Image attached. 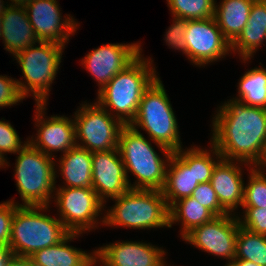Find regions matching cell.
<instances>
[{
  "instance_id": "7",
  "label": "cell",
  "mask_w": 266,
  "mask_h": 266,
  "mask_svg": "<svg viewBox=\"0 0 266 266\" xmlns=\"http://www.w3.org/2000/svg\"><path fill=\"white\" fill-rule=\"evenodd\" d=\"M17 154L14 176L22 200L19 206H50L58 176L55 158L29 142Z\"/></svg>"
},
{
  "instance_id": "31",
  "label": "cell",
  "mask_w": 266,
  "mask_h": 266,
  "mask_svg": "<svg viewBox=\"0 0 266 266\" xmlns=\"http://www.w3.org/2000/svg\"><path fill=\"white\" fill-rule=\"evenodd\" d=\"M26 140L27 141H24V143L21 141L15 128L9 121H5L4 118L0 120V155L6 160V167H9V163L5 154L13 153L17 155V153L28 143V139Z\"/></svg>"
},
{
  "instance_id": "37",
  "label": "cell",
  "mask_w": 266,
  "mask_h": 266,
  "mask_svg": "<svg viewBox=\"0 0 266 266\" xmlns=\"http://www.w3.org/2000/svg\"><path fill=\"white\" fill-rule=\"evenodd\" d=\"M6 266H34V263L30 257L12 255Z\"/></svg>"
},
{
  "instance_id": "17",
  "label": "cell",
  "mask_w": 266,
  "mask_h": 266,
  "mask_svg": "<svg viewBox=\"0 0 266 266\" xmlns=\"http://www.w3.org/2000/svg\"><path fill=\"white\" fill-rule=\"evenodd\" d=\"M109 266H167L163 248L140 241L109 243L96 249ZM169 266V265H168Z\"/></svg>"
},
{
  "instance_id": "11",
  "label": "cell",
  "mask_w": 266,
  "mask_h": 266,
  "mask_svg": "<svg viewBox=\"0 0 266 266\" xmlns=\"http://www.w3.org/2000/svg\"><path fill=\"white\" fill-rule=\"evenodd\" d=\"M239 224L238 214L215 216L211 221L191 230L182 239L204 252L232 261L236 254Z\"/></svg>"
},
{
  "instance_id": "38",
  "label": "cell",
  "mask_w": 266,
  "mask_h": 266,
  "mask_svg": "<svg viewBox=\"0 0 266 266\" xmlns=\"http://www.w3.org/2000/svg\"><path fill=\"white\" fill-rule=\"evenodd\" d=\"M12 255V252L6 245L0 244V266H6L7 261Z\"/></svg>"
},
{
  "instance_id": "27",
  "label": "cell",
  "mask_w": 266,
  "mask_h": 266,
  "mask_svg": "<svg viewBox=\"0 0 266 266\" xmlns=\"http://www.w3.org/2000/svg\"><path fill=\"white\" fill-rule=\"evenodd\" d=\"M254 67L245 71L238 82V94L232 100L244 105L266 108V68Z\"/></svg>"
},
{
  "instance_id": "3",
  "label": "cell",
  "mask_w": 266,
  "mask_h": 266,
  "mask_svg": "<svg viewBox=\"0 0 266 266\" xmlns=\"http://www.w3.org/2000/svg\"><path fill=\"white\" fill-rule=\"evenodd\" d=\"M130 126L146 131L163 155H172L182 148L177 118L160 77L142 95Z\"/></svg>"
},
{
  "instance_id": "30",
  "label": "cell",
  "mask_w": 266,
  "mask_h": 266,
  "mask_svg": "<svg viewBox=\"0 0 266 266\" xmlns=\"http://www.w3.org/2000/svg\"><path fill=\"white\" fill-rule=\"evenodd\" d=\"M248 184H244V198L241 207L266 206V171L259 167L248 168Z\"/></svg>"
},
{
  "instance_id": "1",
  "label": "cell",
  "mask_w": 266,
  "mask_h": 266,
  "mask_svg": "<svg viewBox=\"0 0 266 266\" xmlns=\"http://www.w3.org/2000/svg\"><path fill=\"white\" fill-rule=\"evenodd\" d=\"M212 118L210 142L223 159L258 167L266 150V108L225 101Z\"/></svg>"
},
{
  "instance_id": "19",
  "label": "cell",
  "mask_w": 266,
  "mask_h": 266,
  "mask_svg": "<svg viewBox=\"0 0 266 266\" xmlns=\"http://www.w3.org/2000/svg\"><path fill=\"white\" fill-rule=\"evenodd\" d=\"M1 16L0 40H3L4 50L15 56L39 42L29 22L25 6L10 5Z\"/></svg>"
},
{
  "instance_id": "22",
  "label": "cell",
  "mask_w": 266,
  "mask_h": 266,
  "mask_svg": "<svg viewBox=\"0 0 266 266\" xmlns=\"http://www.w3.org/2000/svg\"><path fill=\"white\" fill-rule=\"evenodd\" d=\"M63 187L92 188V152L75 146L59 158ZM66 183V184H65Z\"/></svg>"
},
{
  "instance_id": "13",
  "label": "cell",
  "mask_w": 266,
  "mask_h": 266,
  "mask_svg": "<svg viewBox=\"0 0 266 266\" xmlns=\"http://www.w3.org/2000/svg\"><path fill=\"white\" fill-rule=\"evenodd\" d=\"M59 5L56 0H33L25 9L39 41L55 42L65 46L70 36L75 35L79 23L68 14L63 18Z\"/></svg>"
},
{
  "instance_id": "33",
  "label": "cell",
  "mask_w": 266,
  "mask_h": 266,
  "mask_svg": "<svg viewBox=\"0 0 266 266\" xmlns=\"http://www.w3.org/2000/svg\"><path fill=\"white\" fill-rule=\"evenodd\" d=\"M242 208L244 209L243 215L242 217L238 216L240 226L251 232L266 236V206L263 208Z\"/></svg>"
},
{
  "instance_id": "10",
  "label": "cell",
  "mask_w": 266,
  "mask_h": 266,
  "mask_svg": "<svg viewBox=\"0 0 266 266\" xmlns=\"http://www.w3.org/2000/svg\"><path fill=\"white\" fill-rule=\"evenodd\" d=\"M58 187L53 200L58 218L69 233L83 234L95 230L98 224L104 226V216L100 215L106 206L92 188Z\"/></svg>"
},
{
  "instance_id": "15",
  "label": "cell",
  "mask_w": 266,
  "mask_h": 266,
  "mask_svg": "<svg viewBox=\"0 0 266 266\" xmlns=\"http://www.w3.org/2000/svg\"><path fill=\"white\" fill-rule=\"evenodd\" d=\"M47 104H35V126L37 133L28 142L44 154L55 158L53 152L65 154L76 146L74 120L61 115L45 116Z\"/></svg>"
},
{
  "instance_id": "2",
  "label": "cell",
  "mask_w": 266,
  "mask_h": 266,
  "mask_svg": "<svg viewBox=\"0 0 266 266\" xmlns=\"http://www.w3.org/2000/svg\"><path fill=\"white\" fill-rule=\"evenodd\" d=\"M141 54L97 92V103L124 125L135 119L144 92L159 77L153 60ZM112 112V113H111Z\"/></svg>"
},
{
  "instance_id": "36",
  "label": "cell",
  "mask_w": 266,
  "mask_h": 266,
  "mask_svg": "<svg viewBox=\"0 0 266 266\" xmlns=\"http://www.w3.org/2000/svg\"><path fill=\"white\" fill-rule=\"evenodd\" d=\"M12 198L8 201L0 203V244L6 245L9 248L11 223L14 216L15 209L19 203L14 202Z\"/></svg>"
},
{
  "instance_id": "29",
  "label": "cell",
  "mask_w": 266,
  "mask_h": 266,
  "mask_svg": "<svg viewBox=\"0 0 266 266\" xmlns=\"http://www.w3.org/2000/svg\"><path fill=\"white\" fill-rule=\"evenodd\" d=\"M172 17L185 20L210 19L215 14L216 0H166Z\"/></svg>"
},
{
  "instance_id": "25",
  "label": "cell",
  "mask_w": 266,
  "mask_h": 266,
  "mask_svg": "<svg viewBox=\"0 0 266 266\" xmlns=\"http://www.w3.org/2000/svg\"><path fill=\"white\" fill-rule=\"evenodd\" d=\"M214 217L209 209L189 196L176 201L169 208V228L173 224L181 223L180 237L183 238L191 230L211 221Z\"/></svg>"
},
{
  "instance_id": "43",
  "label": "cell",
  "mask_w": 266,
  "mask_h": 266,
  "mask_svg": "<svg viewBox=\"0 0 266 266\" xmlns=\"http://www.w3.org/2000/svg\"><path fill=\"white\" fill-rule=\"evenodd\" d=\"M260 169H262V170H265L266 168V150H265V154H264V157H263V159H262V162H261V164L258 166ZM266 171V170H265Z\"/></svg>"
},
{
  "instance_id": "40",
  "label": "cell",
  "mask_w": 266,
  "mask_h": 266,
  "mask_svg": "<svg viewBox=\"0 0 266 266\" xmlns=\"http://www.w3.org/2000/svg\"><path fill=\"white\" fill-rule=\"evenodd\" d=\"M234 261L238 264V266H259L258 264L248 260H234Z\"/></svg>"
},
{
  "instance_id": "46",
  "label": "cell",
  "mask_w": 266,
  "mask_h": 266,
  "mask_svg": "<svg viewBox=\"0 0 266 266\" xmlns=\"http://www.w3.org/2000/svg\"><path fill=\"white\" fill-rule=\"evenodd\" d=\"M1 27H2V16L0 15V36H1Z\"/></svg>"
},
{
  "instance_id": "34",
  "label": "cell",
  "mask_w": 266,
  "mask_h": 266,
  "mask_svg": "<svg viewBox=\"0 0 266 266\" xmlns=\"http://www.w3.org/2000/svg\"><path fill=\"white\" fill-rule=\"evenodd\" d=\"M188 27V20L183 18H173V24L166 30V34L164 35L166 45L169 48H173L178 51H182L187 57V49L185 44V34Z\"/></svg>"
},
{
  "instance_id": "39",
  "label": "cell",
  "mask_w": 266,
  "mask_h": 266,
  "mask_svg": "<svg viewBox=\"0 0 266 266\" xmlns=\"http://www.w3.org/2000/svg\"><path fill=\"white\" fill-rule=\"evenodd\" d=\"M9 1H11L9 2L10 3L9 5H12V6H26L33 0H9Z\"/></svg>"
},
{
  "instance_id": "18",
  "label": "cell",
  "mask_w": 266,
  "mask_h": 266,
  "mask_svg": "<svg viewBox=\"0 0 266 266\" xmlns=\"http://www.w3.org/2000/svg\"><path fill=\"white\" fill-rule=\"evenodd\" d=\"M242 165L253 168V166L243 162L222 158L216 164L212 173L210 182L221 207L228 214H236L234 211L238 210V207H241L243 203L245 183Z\"/></svg>"
},
{
  "instance_id": "42",
  "label": "cell",
  "mask_w": 266,
  "mask_h": 266,
  "mask_svg": "<svg viewBox=\"0 0 266 266\" xmlns=\"http://www.w3.org/2000/svg\"><path fill=\"white\" fill-rule=\"evenodd\" d=\"M9 6L10 5H6L3 0H0V15L3 14Z\"/></svg>"
},
{
  "instance_id": "32",
  "label": "cell",
  "mask_w": 266,
  "mask_h": 266,
  "mask_svg": "<svg viewBox=\"0 0 266 266\" xmlns=\"http://www.w3.org/2000/svg\"><path fill=\"white\" fill-rule=\"evenodd\" d=\"M202 206L209 209L215 216L228 214L220 205L216 192L211 182L200 183L191 195Z\"/></svg>"
},
{
  "instance_id": "8",
  "label": "cell",
  "mask_w": 266,
  "mask_h": 266,
  "mask_svg": "<svg viewBox=\"0 0 266 266\" xmlns=\"http://www.w3.org/2000/svg\"><path fill=\"white\" fill-rule=\"evenodd\" d=\"M37 44L27 47L14 56L22 70V77L26 79L25 81L23 78L19 79L17 83L24 98L33 94L35 104H47L51 85L57 77L62 62L65 46L43 41Z\"/></svg>"
},
{
  "instance_id": "21",
  "label": "cell",
  "mask_w": 266,
  "mask_h": 266,
  "mask_svg": "<svg viewBox=\"0 0 266 266\" xmlns=\"http://www.w3.org/2000/svg\"><path fill=\"white\" fill-rule=\"evenodd\" d=\"M81 234L68 233L59 243L36 251L30 256L34 266H94L96 250L92 253L68 245Z\"/></svg>"
},
{
  "instance_id": "35",
  "label": "cell",
  "mask_w": 266,
  "mask_h": 266,
  "mask_svg": "<svg viewBox=\"0 0 266 266\" xmlns=\"http://www.w3.org/2000/svg\"><path fill=\"white\" fill-rule=\"evenodd\" d=\"M25 99L20 93L17 79L0 75V108L11 107Z\"/></svg>"
},
{
  "instance_id": "24",
  "label": "cell",
  "mask_w": 266,
  "mask_h": 266,
  "mask_svg": "<svg viewBox=\"0 0 266 266\" xmlns=\"http://www.w3.org/2000/svg\"><path fill=\"white\" fill-rule=\"evenodd\" d=\"M254 0H220L214 18L223 36L232 43L247 24Z\"/></svg>"
},
{
  "instance_id": "26",
  "label": "cell",
  "mask_w": 266,
  "mask_h": 266,
  "mask_svg": "<svg viewBox=\"0 0 266 266\" xmlns=\"http://www.w3.org/2000/svg\"><path fill=\"white\" fill-rule=\"evenodd\" d=\"M187 167H194L196 181L200 183L209 182L216 164L222 159L221 154L210 142V150L193 146L184 150L173 152Z\"/></svg>"
},
{
  "instance_id": "9",
  "label": "cell",
  "mask_w": 266,
  "mask_h": 266,
  "mask_svg": "<svg viewBox=\"0 0 266 266\" xmlns=\"http://www.w3.org/2000/svg\"><path fill=\"white\" fill-rule=\"evenodd\" d=\"M80 105L72 117L75 124L76 146L89 152L111 151L118 148L120 131L125 125L96 101L92 104L84 101Z\"/></svg>"
},
{
  "instance_id": "5",
  "label": "cell",
  "mask_w": 266,
  "mask_h": 266,
  "mask_svg": "<svg viewBox=\"0 0 266 266\" xmlns=\"http://www.w3.org/2000/svg\"><path fill=\"white\" fill-rule=\"evenodd\" d=\"M111 200L115 204L103 214L107 227L139 230L169 228V207L162 191L129 189Z\"/></svg>"
},
{
  "instance_id": "28",
  "label": "cell",
  "mask_w": 266,
  "mask_h": 266,
  "mask_svg": "<svg viewBox=\"0 0 266 266\" xmlns=\"http://www.w3.org/2000/svg\"><path fill=\"white\" fill-rule=\"evenodd\" d=\"M234 260H248L266 266V236L251 232L239 224Z\"/></svg>"
},
{
  "instance_id": "23",
  "label": "cell",
  "mask_w": 266,
  "mask_h": 266,
  "mask_svg": "<svg viewBox=\"0 0 266 266\" xmlns=\"http://www.w3.org/2000/svg\"><path fill=\"white\" fill-rule=\"evenodd\" d=\"M199 185L195 179L194 167H187L174 153L166 169L163 195L170 208L176 201L189 197Z\"/></svg>"
},
{
  "instance_id": "12",
  "label": "cell",
  "mask_w": 266,
  "mask_h": 266,
  "mask_svg": "<svg viewBox=\"0 0 266 266\" xmlns=\"http://www.w3.org/2000/svg\"><path fill=\"white\" fill-rule=\"evenodd\" d=\"M187 59L199 67L231 54V43L223 36L216 19L188 20L185 34Z\"/></svg>"
},
{
  "instance_id": "45",
  "label": "cell",
  "mask_w": 266,
  "mask_h": 266,
  "mask_svg": "<svg viewBox=\"0 0 266 266\" xmlns=\"http://www.w3.org/2000/svg\"><path fill=\"white\" fill-rule=\"evenodd\" d=\"M225 266H238V264L234 260H232V261H228V263L225 264Z\"/></svg>"
},
{
  "instance_id": "16",
  "label": "cell",
  "mask_w": 266,
  "mask_h": 266,
  "mask_svg": "<svg viewBox=\"0 0 266 266\" xmlns=\"http://www.w3.org/2000/svg\"><path fill=\"white\" fill-rule=\"evenodd\" d=\"M92 189L105 205L130 189L118 148L92 152Z\"/></svg>"
},
{
  "instance_id": "20",
  "label": "cell",
  "mask_w": 266,
  "mask_h": 266,
  "mask_svg": "<svg viewBox=\"0 0 266 266\" xmlns=\"http://www.w3.org/2000/svg\"><path fill=\"white\" fill-rule=\"evenodd\" d=\"M263 42H266V0H254L247 24L231 43V52H237L242 62L247 63Z\"/></svg>"
},
{
  "instance_id": "44",
  "label": "cell",
  "mask_w": 266,
  "mask_h": 266,
  "mask_svg": "<svg viewBox=\"0 0 266 266\" xmlns=\"http://www.w3.org/2000/svg\"><path fill=\"white\" fill-rule=\"evenodd\" d=\"M6 160H4L2 157H1V155H0V167L1 168H6ZM0 168V169H1Z\"/></svg>"
},
{
  "instance_id": "14",
  "label": "cell",
  "mask_w": 266,
  "mask_h": 266,
  "mask_svg": "<svg viewBox=\"0 0 266 266\" xmlns=\"http://www.w3.org/2000/svg\"><path fill=\"white\" fill-rule=\"evenodd\" d=\"M141 54V44L108 43L93 49L81 59V64L98 83V92L119 72Z\"/></svg>"
},
{
  "instance_id": "4",
  "label": "cell",
  "mask_w": 266,
  "mask_h": 266,
  "mask_svg": "<svg viewBox=\"0 0 266 266\" xmlns=\"http://www.w3.org/2000/svg\"><path fill=\"white\" fill-rule=\"evenodd\" d=\"M139 130L125 125L119 135L120 152L130 189L162 191L166 181V169L171 155L157 153ZM136 177L131 184L128 173Z\"/></svg>"
},
{
  "instance_id": "6",
  "label": "cell",
  "mask_w": 266,
  "mask_h": 266,
  "mask_svg": "<svg viewBox=\"0 0 266 266\" xmlns=\"http://www.w3.org/2000/svg\"><path fill=\"white\" fill-rule=\"evenodd\" d=\"M50 206H18L11 223L9 250L30 257L36 251L59 243L69 232L62 221L43 212Z\"/></svg>"
},
{
  "instance_id": "41",
  "label": "cell",
  "mask_w": 266,
  "mask_h": 266,
  "mask_svg": "<svg viewBox=\"0 0 266 266\" xmlns=\"http://www.w3.org/2000/svg\"><path fill=\"white\" fill-rule=\"evenodd\" d=\"M99 264L100 266H109L97 253L94 257V266H97Z\"/></svg>"
}]
</instances>
